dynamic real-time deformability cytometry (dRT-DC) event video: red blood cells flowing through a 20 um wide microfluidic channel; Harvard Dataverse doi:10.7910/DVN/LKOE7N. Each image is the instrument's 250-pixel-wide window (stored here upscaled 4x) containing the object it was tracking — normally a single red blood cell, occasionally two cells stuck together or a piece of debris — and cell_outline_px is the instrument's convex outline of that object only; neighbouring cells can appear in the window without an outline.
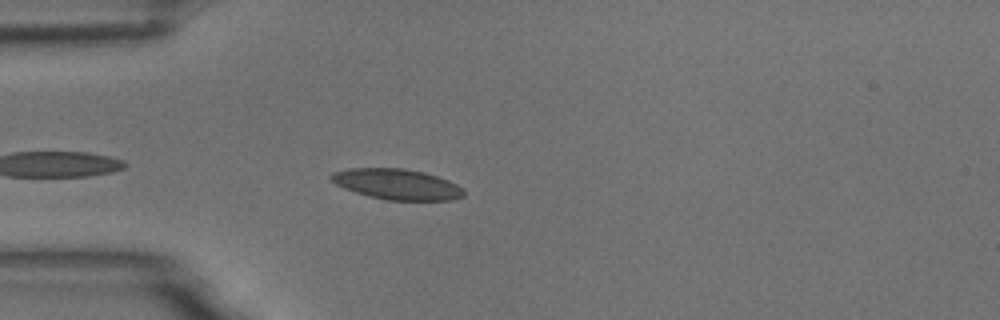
{"species": "common noctule bat (a hibernating species)", "species_latin": "Nyctalus noctula", "temperature_condition": "room temperature", "stored_images_in_passage": 9, "camera_frame_rate_fps": 3000, "um_per_image_px": 0.085, "animal": {"sex": "male", "body_mass_g": 18.8}, "frame": {"image": 1, "passage_image": 4, "time_ms": 1.0, "image_size_px": [1000, 320], "cell_outline_px": [[464, 196], [448, 200], [388, 200], [368, 196], [344, 188], [336, 184], [328, 176], [332, 172], [348, 168], [404, 168], [424, 172], [448, 180], [464, 188]], "centroid_in_image_um": [33.73, 15.65], "position_along_channel_um": 51.3, "area_um2": 23.64}}